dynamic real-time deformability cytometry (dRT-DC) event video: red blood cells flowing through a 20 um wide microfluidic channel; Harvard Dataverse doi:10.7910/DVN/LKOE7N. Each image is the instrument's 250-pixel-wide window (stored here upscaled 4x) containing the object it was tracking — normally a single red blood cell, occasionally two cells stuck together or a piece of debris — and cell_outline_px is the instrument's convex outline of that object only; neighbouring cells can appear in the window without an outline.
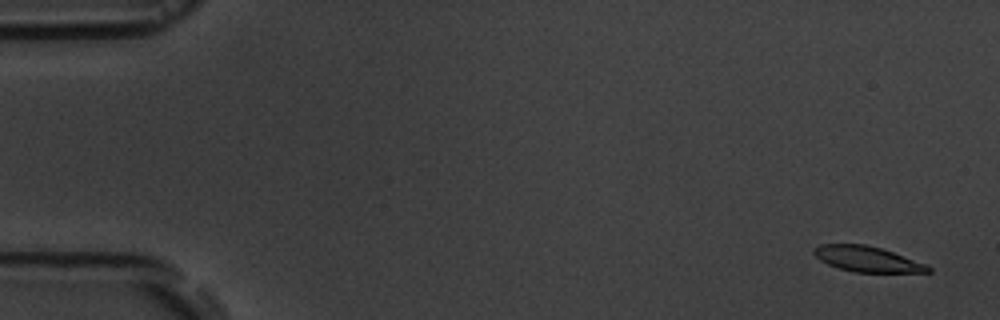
{"species": "common noctule bat (a hibernating species)", "species_latin": "Nyctalus noctula", "temperature_condition": "room temperature", "stored_images_in_passage": 8, "camera_frame_rate_fps": 3000, "um_per_image_px": 0.085, "animal": {"sex": "male", "body_mass_g": 19.5, "forearm_length_mm": 54.6}, "frame": {"image": 1, "passage_image": 1, "time_ms": 0.0, "image_size_px": [1000, 320], "cell_outline_px": [[932, 272], [852, 272], [828, 264], [820, 260], [812, 252], [812, 248], [820, 244], [864, 244], [880, 248], [892, 252], [924, 264], [932, 268]], "centroid_in_image_um": [73.65, 22.01], "position_along_channel_um": 11.3, "area_um2": 16.7}}
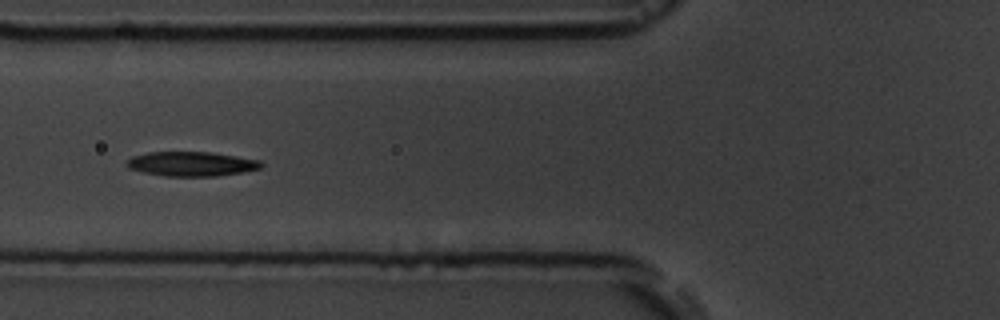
{"frame": {"image": 2, "passage_image": 6, "time_ms": 6.333, "image_size_px": [1000, 320], "cell_outline_px": [[264, 164], [260, 168], [244, 172], [216, 176], [164, 176], [144, 172], [128, 168], [124, 164], [132, 156], [148, 152], [212, 152], [260, 160]], "centroid_in_image_um": [16.27, 13.93], "position_along_channel_um": 109.5, "area_um2": 19.25}}
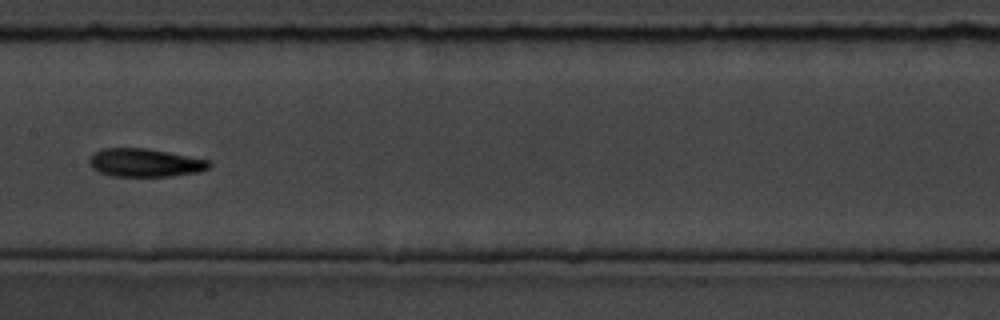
{"frame": {"image": 3, "passage_image": 8, "time_ms": 8.667, "image_size_px": [1000, 320], "cell_outline_px": [[212, 164], [208, 168], [196, 172], [172, 176], [112, 176], [100, 172], [92, 168], [88, 164], [88, 160], [96, 152], [104, 148], [144, 148], [168, 152], [212, 160]], "centroid_in_image_um": [12.34, 13.83], "position_along_channel_um": 195.1, "area_um2": 19.65}}